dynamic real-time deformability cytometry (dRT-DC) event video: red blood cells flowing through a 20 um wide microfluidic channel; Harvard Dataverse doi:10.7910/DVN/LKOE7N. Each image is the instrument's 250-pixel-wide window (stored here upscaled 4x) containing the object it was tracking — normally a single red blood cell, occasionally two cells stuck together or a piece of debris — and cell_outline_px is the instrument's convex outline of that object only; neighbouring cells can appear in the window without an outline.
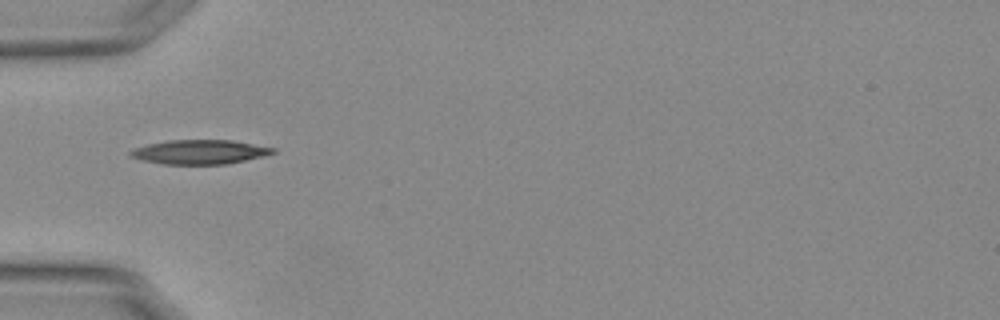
{"species": "Egyptian fruit bat (a non-hibernating species)", "species_latin": "Rousettus aegyptiacus", "temperature_condition": "warm", "stored_images_in_passage": 37, "camera_frame_rate_fps": 3000, "um_per_image_px": 0.085, "animal": {"sex": "female"}, "frame": {"image": 1, "passage_image": 1, "time_ms": 0.0, "image_size_px": [1000, 320], "cell_outline_px": [[276, 152], [264, 156], [224, 164], [164, 164], [144, 160], [128, 156], [128, 152], [132, 148], [148, 144], [168, 140], [232, 140], [276, 148]], "centroid_in_image_um": [16.95, 12.91], "position_along_channel_um": 68.0, "area_um2": 20.11}}
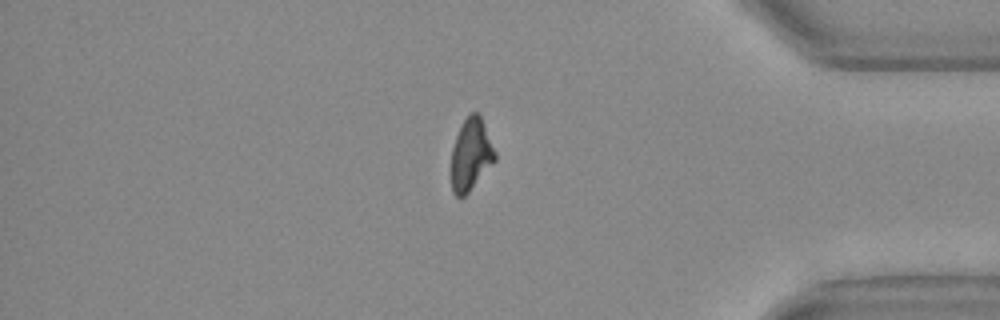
{"frame": {"image": 2, "passage_image": 29, "time_ms": 9.333, "image_size_px": [1000, 320], "cell_outline_px": [[496, 160], [468, 192], [464, 196], [456, 196], [452, 192], [452, 148], [456, 136], [464, 120], [472, 112], [480, 112], [496, 152]], "centroid_in_image_um": [40.05, 13.11], "position_along_channel_um": 395.2, "area_um2": 18.21}}
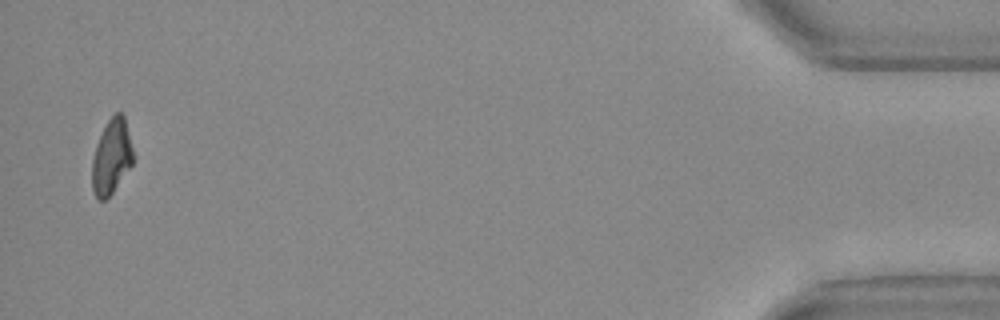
{"frame": {"image": 3, "passage_image": 36, "time_ms": 11.667, "image_size_px": [1000, 320], "cell_outline_px": [[132, 164], [112, 192], [104, 200], [96, 200], [92, 188], [92, 160], [96, 144], [108, 120], [116, 112], [120, 112], [124, 116], [132, 148]], "centroid_in_image_um": [9.45, 13.34], "position_along_channel_um": 425.7, "area_um2": 17.51}, "authors_computed_cell_mechanics": {"area_um2": 18.9006, "velocity_mm_per_s": 3.7906, "shape_relaxation_time_tau1_ms": null, "shape_relaxation_time_tau2_ms": 4.0877, "deformation_change_tau1": null, "deformation_change_tau2": 0.1086}}